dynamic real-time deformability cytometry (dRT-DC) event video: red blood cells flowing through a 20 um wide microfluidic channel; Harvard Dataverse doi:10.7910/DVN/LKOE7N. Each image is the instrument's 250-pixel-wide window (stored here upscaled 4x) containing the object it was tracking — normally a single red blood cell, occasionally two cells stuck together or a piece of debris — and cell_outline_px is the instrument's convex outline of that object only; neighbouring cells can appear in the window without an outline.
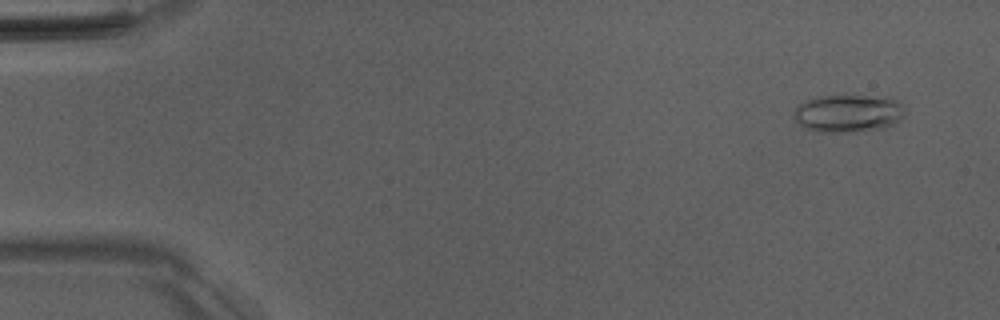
{"species": "Egyptian fruit bat (a non-hibernating species)", "species_latin": "Rousettus aegyptiacus", "temperature_condition": "room temperature", "stored_images_in_passage": 52, "camera_frame_rate_fps": 3000, "um_per_image_px": 0.085, "animal": {"sex": "male"}, "frame": {"image": 1, "passage_image": 4, "time_ms": 1.0, "image_size_px": [1000, 320], "cell_outline_px": [[904, 116], [900, 120], [884, 128], [856, 132], [820, 132], [804, 128], [796, 120], [796, 108], [804, 100], [820, 96], [888, 96], [896, 100], [904, 108]], "centroid_in_image_um": [72.13, 9.64], "position_along_channel_um": 12.9, "area_um2": 24.39}}
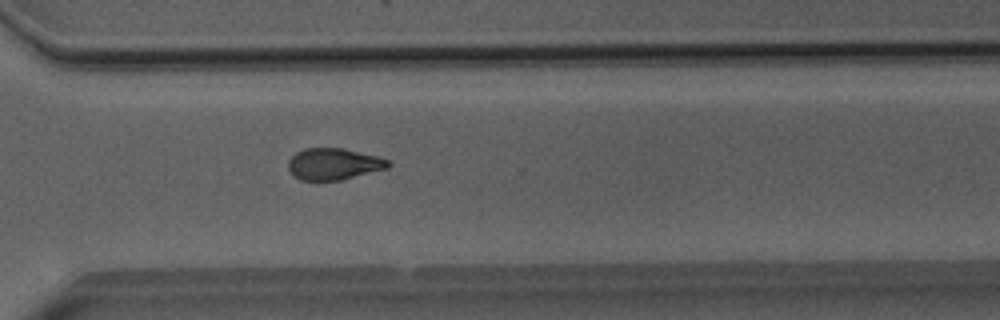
{"frame": {"image": 2, "passage_image": 38, "time_ms": 12.333, "image_size_px": [1000, 320], "cell_outline_px": [[392, 164], [388, 168], [340, 180], [300, 180], [288, 168], [288, 160], [296, 152], [304, 148], [340, 148], [380, 156], [388, 160]], "centroid_in_image_um": [28.38, 13.93], "position_along_channel_um": 342.2, "area_um2": 18.32}}
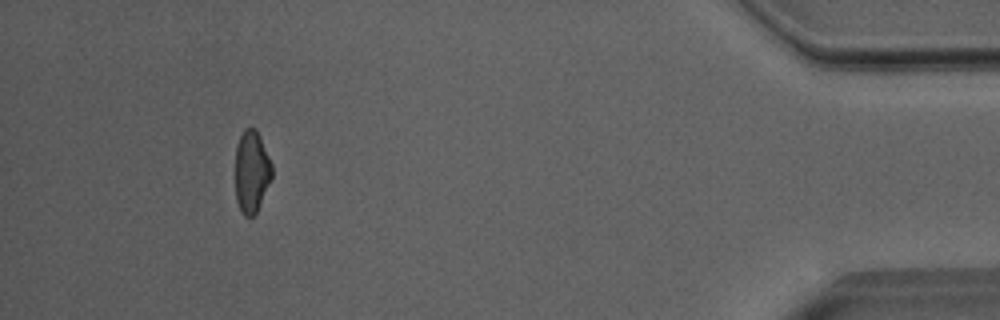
{"frame": {"image": 3, "passage_image": 48, "time_ms": 15.667, "image_size_px": [1000, 320], "cell_outline_px": [[272, 176], [260, 204], [256, 212], [252, 216], [244, 216], [240, 212], [236, 200], [236, 148], [240, 136], [244, 128], [256, 128], [260, 136], [272, 164]], "centroid_in_image_um": [21.38, 14.58], "position_along_channel_um": 413.8, "area_um2": 17.46}, "authors_computed_cell_mechanics": {"area_um2": 19.1896, "velocity_mm_per_s": 4.0432, "shape_relaxation_time_tau1_ms": 7.4529, "shape_relaxation_time_tau2_ms": 3.6231, "deformation_change_tau1": 0.1733, "deformation_change_tau2": 0.1091}}